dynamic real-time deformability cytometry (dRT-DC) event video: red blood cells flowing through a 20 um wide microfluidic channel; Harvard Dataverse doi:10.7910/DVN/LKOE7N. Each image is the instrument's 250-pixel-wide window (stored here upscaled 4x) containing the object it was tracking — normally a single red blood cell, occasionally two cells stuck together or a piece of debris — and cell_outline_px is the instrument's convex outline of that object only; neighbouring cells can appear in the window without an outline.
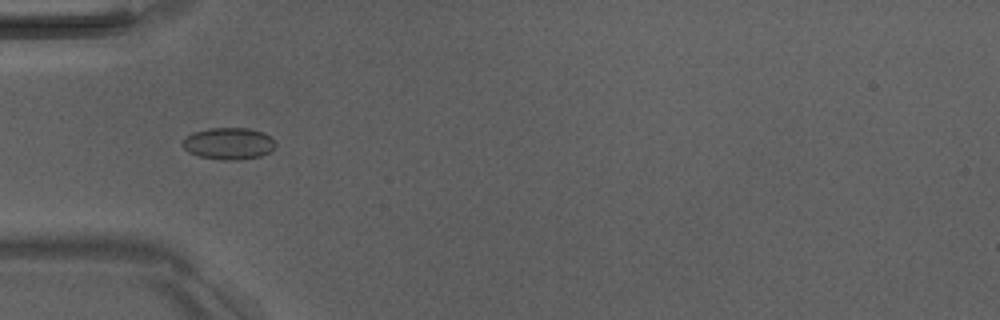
{"species": "Egyptian fruit bat (a non-hibernating species)", "species_latin": "Rousettus aegyptiacus", "temperature_condition": "room temperature", "stored_images_in_passage": 3, "camera_frame_rate_fps": 3000, "um_per_image_px": 0.085, "animal": {"sex": "male"}, "frame": {"image": 1, "passage_image": 1, "time_ms": 0.0, "image_size_px": [1000, 320], "cell_outline_px": [[276, 144], [268, 152], [260, 156], [240, 160], [224, 160], [200, 156], [188, 152], [180, 144], [192, 132], [208, 128], [248, 128], [264, 132]], "centroid_in_image_um": [19.4, 12.19], "position_along_channel_um": 65.6, "area_um2": 17.11}}
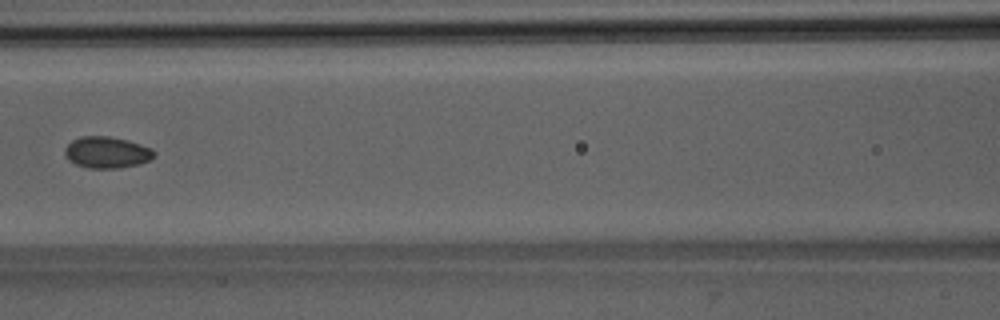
{"frame": {"image": 2, "passage_image": 3, "time_ms": 2.333, "image_size_px": [1000, 320], "cell_outline_px": [[156, 156], [140, 164], [120, 168], [88, 168], [76, 164], [68, 160], [64, 156], [64, 148], [72, 140], [80, 136], [108, 136], [128, 140], [152, 148], [156, 152]], "centroid_in_image_um": [9.08, 12.95], "position_along_channel_um": 157.5, "area_um2": 16.59}}